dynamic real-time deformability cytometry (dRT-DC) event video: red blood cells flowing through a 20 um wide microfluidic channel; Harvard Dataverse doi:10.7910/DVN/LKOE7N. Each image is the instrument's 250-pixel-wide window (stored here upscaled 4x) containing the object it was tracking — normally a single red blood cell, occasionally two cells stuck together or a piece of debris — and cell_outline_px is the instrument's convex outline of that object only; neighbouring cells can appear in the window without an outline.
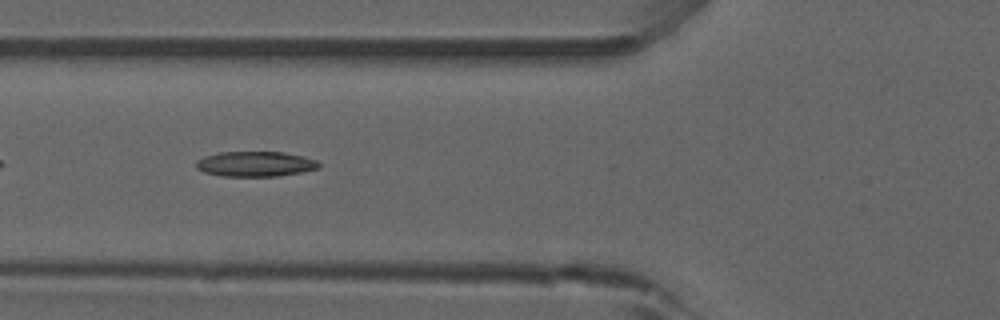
{"species": "common noctule bat (a hibernating species)", "species_latin": "Nyctalus noctula", "temperature_condition": "room temperature", "stored_images_in_passage": 37, "camera_frame_rate_fps": 3000, "um_per_image_px": 0.085, "animal": {"sex": "male", "forearm_length_mm": 52.5}, "frame": {"image": 1, "passage_image": 6, "time_ms": 1.667, "image_size_px": [1000, 320], "cell_outline_px": [[320, 168], [280, 176], [220, 176], [204, 172], [196, 168], [196, 160], [204, 156], [220, 152], [284, 152], [304, 156], [316, 160], [320, 164]], "centroid_in_image_um": [21.7, 13.93], "position_along_channel_um": 104.1, "area_um2": 18.09}}